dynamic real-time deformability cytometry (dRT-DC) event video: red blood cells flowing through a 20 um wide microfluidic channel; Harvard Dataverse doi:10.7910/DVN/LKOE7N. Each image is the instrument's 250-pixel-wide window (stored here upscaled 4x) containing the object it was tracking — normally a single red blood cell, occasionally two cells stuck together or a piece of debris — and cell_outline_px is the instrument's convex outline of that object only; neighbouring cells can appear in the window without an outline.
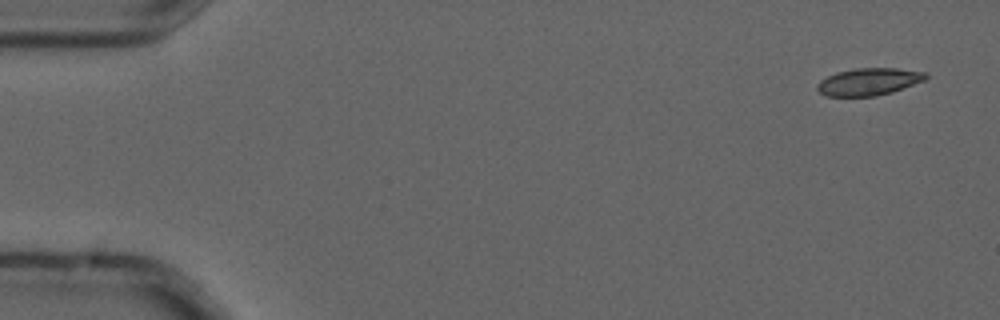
{"species": "common noctule bat (a hibernating species)", "species_latin": "Nyctalus noctula", "temperature_condition": "cold", "stored_images_in_passage": 5, "camera_frame_rate_fps": 3000, "um_per_image_px": 0.085, "animal": {"sex": "male", "forearm_length_mm": 52.5}, "frame": {"image": 1, "passage_image": 1, "time_ms": 0.0, "image_size_px": [1000, 320], "cell_outline_px": [[928, 76], [924, 80], [892, 92], [876, 96], [824, 96], [816, 88], [816, 84], [820, 80], [836, 72], [856, 68], [896, 68], [928, 72]], "centroid_in_image_um": [73.83, 6.94], "position_along_channel_um": 11.2, "area_um2": 17.28}}
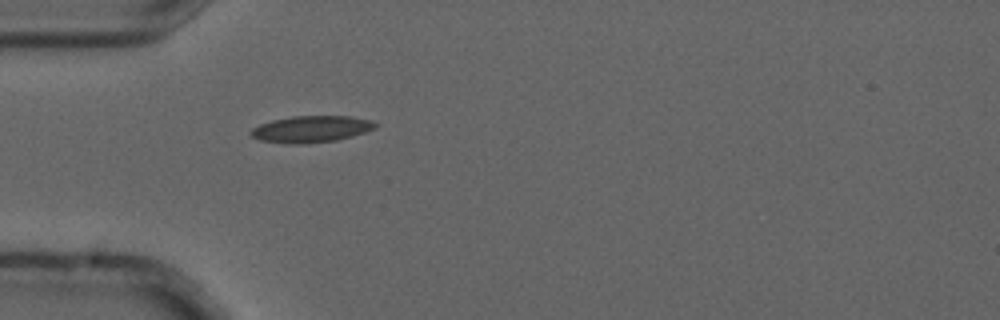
{"frame": {"image": 2, "passage_image": 5, "time_ms": 1.333, "image_size_px": [1000, 320], "cell_outline_px": [[376, 128], [352, 136], [336, 140], [300, 144], [288, 144], [260, 140], [252, 136], [248, 132], [252, 128], [260, 124], [272, 120], [292, 116], [352, 116], [372, 120], [376, 124]], "centroid_in_image_um": [26.43, 10.97], "position_along_channel_um": 58.6, "area_um2": 19.31}}